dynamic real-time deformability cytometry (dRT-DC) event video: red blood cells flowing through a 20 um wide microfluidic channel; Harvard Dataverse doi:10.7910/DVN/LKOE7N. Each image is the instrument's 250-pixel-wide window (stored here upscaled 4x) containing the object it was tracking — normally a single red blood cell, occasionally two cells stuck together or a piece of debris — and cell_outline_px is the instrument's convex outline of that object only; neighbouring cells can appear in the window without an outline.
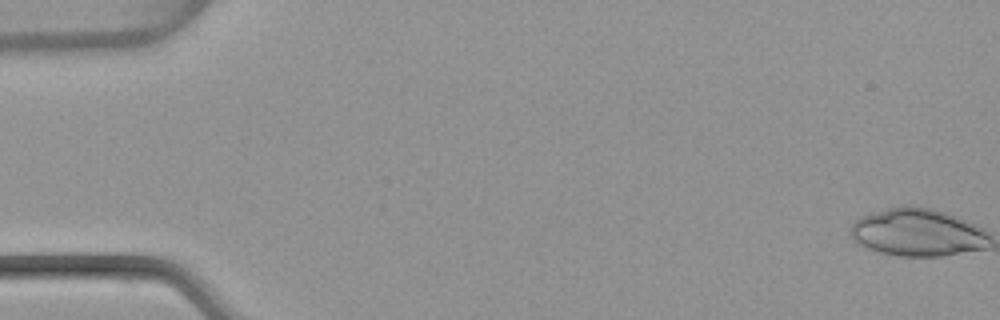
{"species": "common noctule bat (a hibernating species)", "species_latin": "Nyctalus noctula", "temperature_condition": "warm", "stored_images_in_passage": 51, "segment_of_instrument_passage": [1, 2], "camera_frame_rate_fps": 3000, "um_per_image_px": 0.085, "animal": {"sex": "female", "body_mass_g": 22.7, "forearm_length_mm": 54.2}, "frame": {"image": 1, "passage_image": 1, "time_ms": 0.0, "image_size_px": [1000, 320], "cell_outline_px": [[976, 232], [972, 248], [948, 252], [892, 252], [880, 248], [872, 220], [896, 212], [924, 212], [940, 216], [952, 220]], "centroid_in_image_um": [78.34, 19.83], "position_along_channel_um": 6.7, "area_um2": 24.28}}
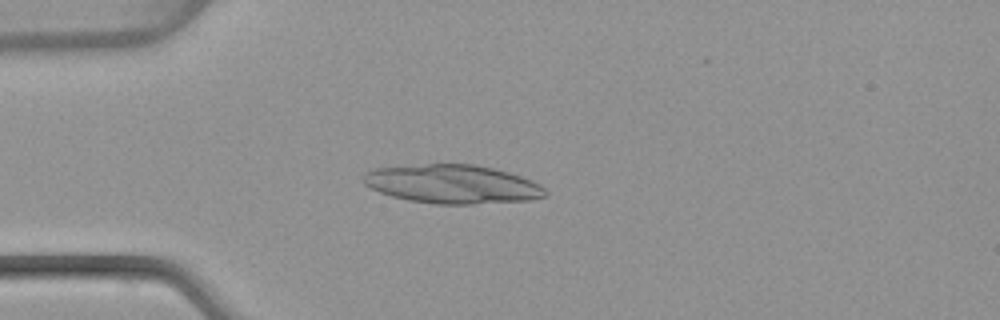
{"frame": {"image": 2, "passage_image": 14, "time_ms": 4.333, "image_size_px": [1000, 320], "cell_outline_px": [[532, 196], [476, 200], [420, 200], [400, 196], [388, 192], [440, 164], [456, 164], [484, 168], [500, 172], [524, 180]], "centroid_in_image_um": [39.3, 15.69], "position_along_channel_um": 45.7, "area_um2": 26.01}}
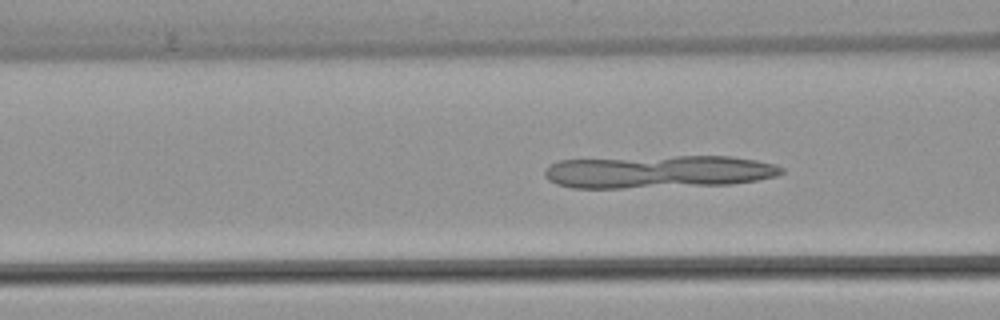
{"frame": {"image": 3, "passage_image": 20, "time_ms": 6.333, "image_size_px": [1000, 320], "cell_outline_px": [[656, 180], [636, 184], [600, 188], [592, 188], [564, 184], [556, 180], [572, 160], [604, 160], [636, 164], [648, 168], [656, 176]], "centroid_in_image_um": [51.37, 14.79], "position_along_channel_um": 115.2, "area_um2": 15.26}}